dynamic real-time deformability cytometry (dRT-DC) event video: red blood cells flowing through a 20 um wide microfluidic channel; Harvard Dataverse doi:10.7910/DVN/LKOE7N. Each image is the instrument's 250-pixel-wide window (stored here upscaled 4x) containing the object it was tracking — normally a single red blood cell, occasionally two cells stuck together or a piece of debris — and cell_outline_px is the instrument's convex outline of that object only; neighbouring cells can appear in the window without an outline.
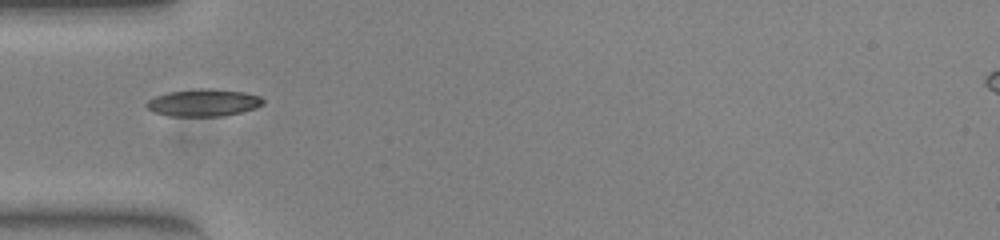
{"species": "common noctule bat (a hibernating species)", "species_latin": "Nyctalus noctula", "temperature_condition": "warm", "stored_images_in_passage": 37, "camera_frame_rate_fps": 3000, "um_per_image_px": 0.085, "animal": {"sex": "female", "body_mass_g": 23.0, "forearm_length_mm": 53.4}, "frame": {"image": 1, "passage_image": 1, "time_ms": 0.0, "image_size_px": [1000, 240], "cell_outline_px": [[264, 104], [256, 108], [224, 116], [168, 116], [152, 112], [144, 104], [148, 100], [156, 96], [168, 92], [200, 88], [212, 88], [244, 92], [260, 96], [264, 100]], "centroid_in_image_um": [17.29, 8.73], "position_along_channel_um": 67.7, "area_um2": 18.67}}
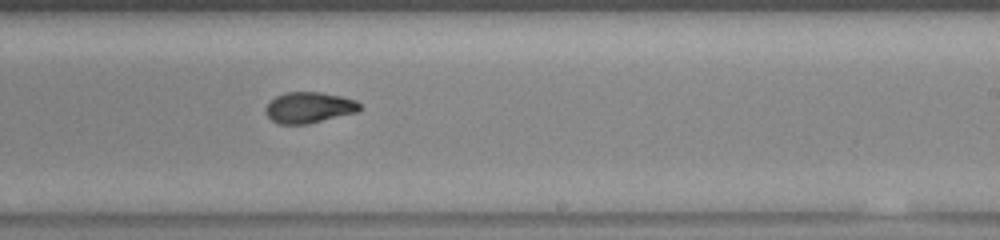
{"frame": {"image": 2, "passage_image": 16, "time_ms": 5.0, "image_size_px": [1000, 240], "cell_outline_px": [[360, 108], [356, 112], [308, 124], [280, 124], [272, 120], [264, 112], [264, 108], [276, 96], [284, 92], [320, 92], [340, 96], [356, 100], [360, 104]], "centroid_in_image_um": [26.24, 9.14], "position_along_channel_um": 262.8, "area_um2": 16.88}}
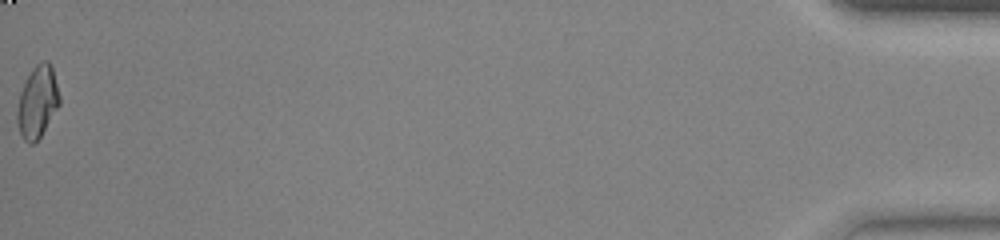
{"frame": {"image": 3, "passage_image": 37, "time_ms": 12.0, "image_size_px": [1000, 240], "cell_outline_px": [[60, 104], [40, 136], [32, 144], [28, 144], [24, 140], [20, 132], [16, 120], [16, 112], [20, 92], [32, 68], [36, 64], [44, 60], [48, 60], [52, 64], [60, 96]], "centroid_in_image_um": [3.19, 8.63], "position_along_channel_um": 432.0, "area_um2": 17.74}, "authors_computed_cell_mechanics": {"area_um2": 17.2244, "velocity_mm_per_s": 3.8986, "shape_relaxation_time_tau1_ms": null, "shape_relaxation_time_tau2_ms": 1.2337, "deformation_change_tau1": null, "deformation_change_tau2": 0.0565}}